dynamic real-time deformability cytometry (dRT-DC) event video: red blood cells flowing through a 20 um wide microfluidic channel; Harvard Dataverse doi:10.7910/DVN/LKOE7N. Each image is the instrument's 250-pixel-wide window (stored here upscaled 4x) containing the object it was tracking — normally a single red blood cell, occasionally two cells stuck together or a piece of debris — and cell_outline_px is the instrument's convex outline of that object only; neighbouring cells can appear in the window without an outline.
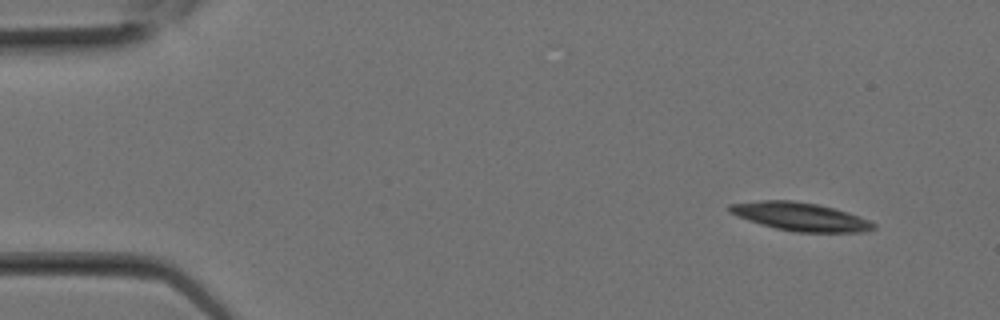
{"species": "Egyptian fruit bat (a non-hibernating species)", "species_latin": "Rousettus aegyptiacus", "temperature_condition": "room temperature", "stored_images_in_passage": 3, "camera_frame_rate_fps": 3000, "um_per_image_px": 0.085, "animal": {"sex": "female"}, "frame": {"image": 1, "passage_image": 1, "time_ms": 0.0, "image_size_px": [1000, 320], "cell_outline_px": [[876, 228], [864, 232], [796, 232], [776, 228], [760, 224], [736, 216], [728, 212], [728, 204], [760, 200], [792, 200], [816, 204], [848, 212], [868, 220], [876, 224]], "centroid_in_image_um": [68.0, 18.41], "position_along_channel_um": 17.0, "area_um2": 23.7}}